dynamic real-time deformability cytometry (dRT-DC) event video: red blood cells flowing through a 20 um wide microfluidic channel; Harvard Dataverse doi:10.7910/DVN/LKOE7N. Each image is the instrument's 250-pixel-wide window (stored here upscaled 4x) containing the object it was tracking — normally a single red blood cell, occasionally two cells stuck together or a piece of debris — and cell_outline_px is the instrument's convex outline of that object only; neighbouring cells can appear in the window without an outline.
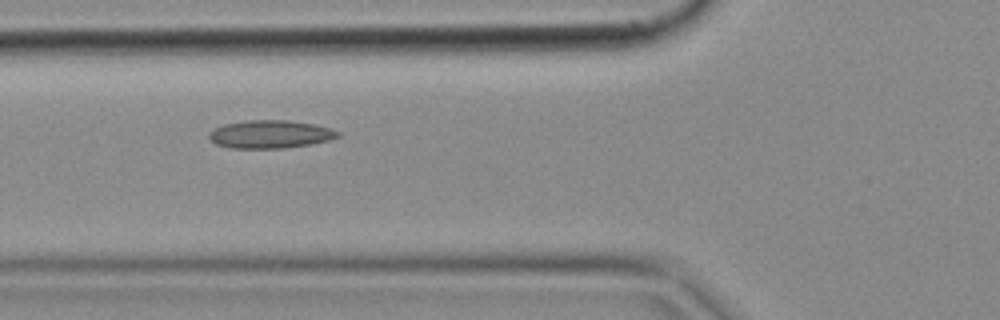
{"species": "common noctule bat (a hibernating species)", "species_latin": "Nyctalus noctula", "temperature_condition": "cold", "stored_images_in_passage": 5, "camera_frame_rate_fps": 3000, "um_per_image_px": 0.085, "animal": {"sex": "female", "body_mass_g": 18.4}, "frame": {"image": 1, "passage_image": 3, "time_ms": 0.667, "image_size_px": [1000, 320], "cell_outline_px": [[340, 136], [328, 140], [308, 144], [284, 148], [232, 148], [216, 144], [208, 136], [208, 132], [224, 124], [248, 120], [288, 120], [312, 124], [332, 128], [340, 132]], "centroid_in_image_um": [22.97, 11.4], "position_along_channel_um": 102.8, "area_um2": 20.87}}
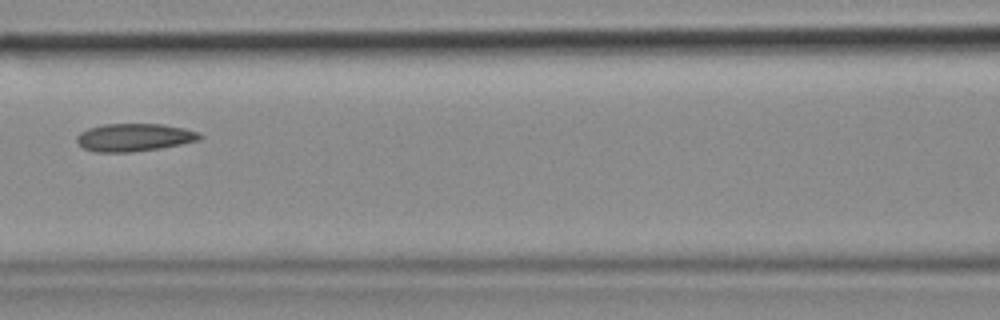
{"frame": {"image": 2, "passage_image": 4, "time_ms": 1.0, "image_size_px": [1000, 320], "cell_outline_px": [[204, 136], [200, 140], [160, 148], [132, 152], [96, 152], [84, 148], [76, 140], [76, 136], [80, 132], [88, 128], [104, 124], [164, 124], [184, 128], [200, 132]], "centroid_in_image_um": [11.43, 11.67], "position_along_channel_um": 155.2, "area_um2": 20.0}}